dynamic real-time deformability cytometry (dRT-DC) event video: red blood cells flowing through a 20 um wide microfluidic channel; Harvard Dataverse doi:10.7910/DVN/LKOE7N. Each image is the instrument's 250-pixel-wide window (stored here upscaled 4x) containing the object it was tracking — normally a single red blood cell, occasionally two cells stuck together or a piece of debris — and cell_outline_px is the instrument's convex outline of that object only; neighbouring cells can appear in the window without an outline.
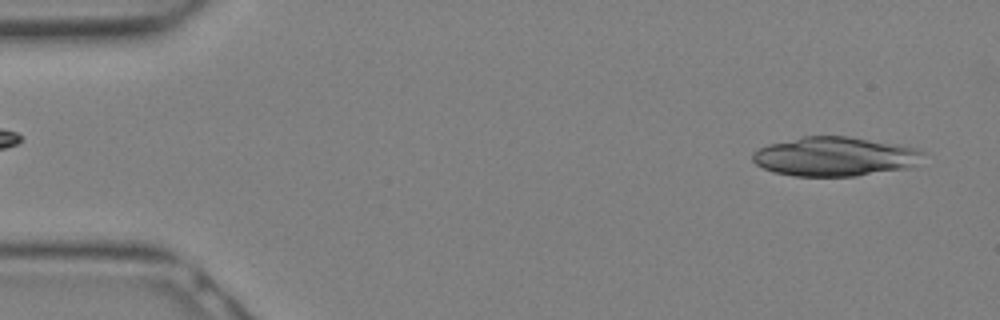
{"species": "Egyptian fruit bat (a non-hibernating species)", "species_latin": "Rousettus aegyptiacus", "temperature_condition": "warm", "stored_images_in_passage": 9, "camera_frame_rate_fps": 3000, "um_per_image_px": 0.085, "animal": {"sex": "female"}, "frame": {"image": 1, "passage_image": 1, "time_ms": 0.0, "image_size_px": [1000, 320], "cell_outline_px": [[928, 152], [912, 168], [856, 176], [792, 176], [772, 172], [756, 164], [752, 160], [752, 152], [768, 144], [804, 136], [848, 136], [896, 144], [916, 148]], "centroid_in_image_um": [70.99, 13.31], "position_along_channel_um": 14.0, "area_um2": 39.3}}